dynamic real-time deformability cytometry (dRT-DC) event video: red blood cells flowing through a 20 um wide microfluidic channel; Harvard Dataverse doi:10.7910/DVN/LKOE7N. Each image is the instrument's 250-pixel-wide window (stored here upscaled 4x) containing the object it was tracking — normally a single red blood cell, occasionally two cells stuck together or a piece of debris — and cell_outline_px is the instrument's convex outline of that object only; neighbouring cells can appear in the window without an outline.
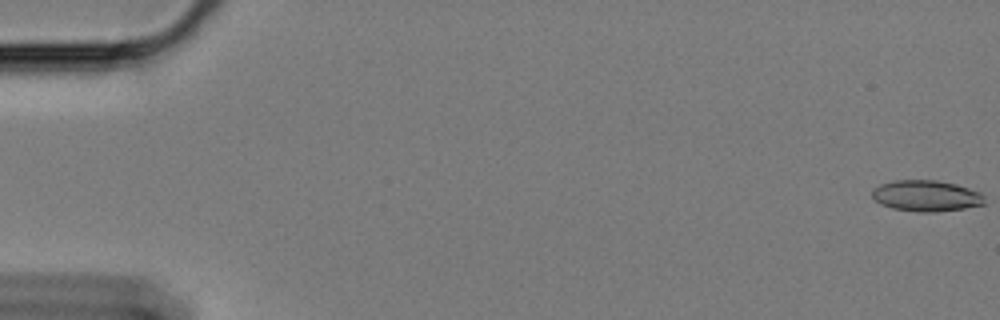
{"species": "Egyptian fruit bat (a non-hibernating species)", "species_latin": "Rousettus aegyptiacus", "temperature_condition": "cold", "stored_images_in_passage": 60, "camera_frame_rate_fps": 3000, "um_per_image_px": 0.085, "animal": {"sex": "female"}, "frame": {"image": 1, "passage_image": 1, "time_ms": 0.0, "image_size_px": [1000, 320], "cell_outline_px": [[984, 204], [964, 208], [936, 212], [920, 212], [892, 208], [876, 200], [872, 196], [872, 188], [880, 184], [892, 180], [936, 180], [956, 184], [980, 192], [984, 196]], "centroid_in_image_um": [78.72, 16.63], "position_along_channel_um": 6.3, "area_um2": 20.29}}
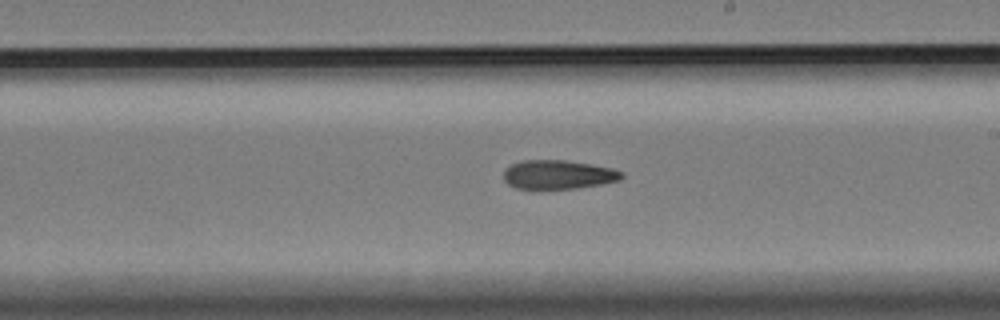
{"frame": {"image": 2, "passage_image": 35, "time_ms": 11.333, "image_size_px": [1000, 320], "cell_outline_px": [[624, 176], [620, 180], [600, 184], [576, 188], [516, 188], [508, 184], [504, 180], [504, 168], [520, 160], [564, 160], [592, 164], [608, 168], [620, 172]], "centroid_in_image_um": [47.39, 14.83], "position_along_channel_um": 241.6, "area_um2": 19.65}}
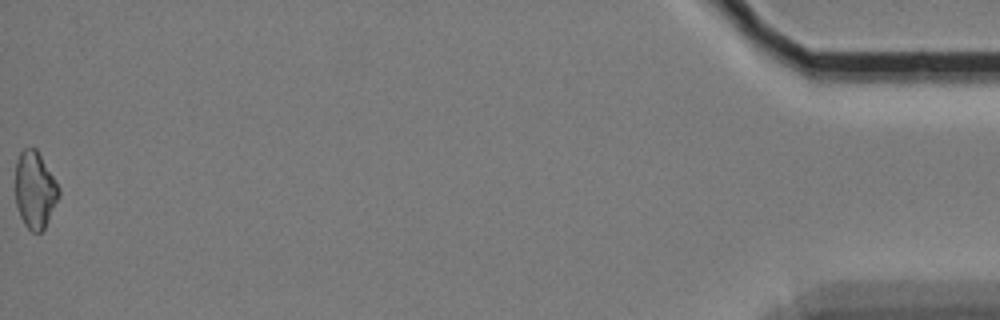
{"frame": {"image": 3, "passage_image": 60, "time_ms": 19.667, "image_size_px": [1000, 320], "cell_outline_px": [[60, 196], [44, 228], [40, 232], [32, 232], [24, 224], [20, 216], [16, 204], [16, 160], [20, 152], [24, 148], [36, 148], [60, 188]], "centroid_in_image_um": [2.97, 16.14], "position_along_channel_um": 432.2, "area_um2": 19.36}, "authors_computed_cell_mechanics": {"area_um2": 20.2878, "velocity_mm_per_s": 3.4059, "shape_relaxation_time_tau1_ms": null, "shape_relaxation_time_tau2_ms": 8.7706, "deformation_change_tau1": null, "deformation_change_tau2": 0.1829}}